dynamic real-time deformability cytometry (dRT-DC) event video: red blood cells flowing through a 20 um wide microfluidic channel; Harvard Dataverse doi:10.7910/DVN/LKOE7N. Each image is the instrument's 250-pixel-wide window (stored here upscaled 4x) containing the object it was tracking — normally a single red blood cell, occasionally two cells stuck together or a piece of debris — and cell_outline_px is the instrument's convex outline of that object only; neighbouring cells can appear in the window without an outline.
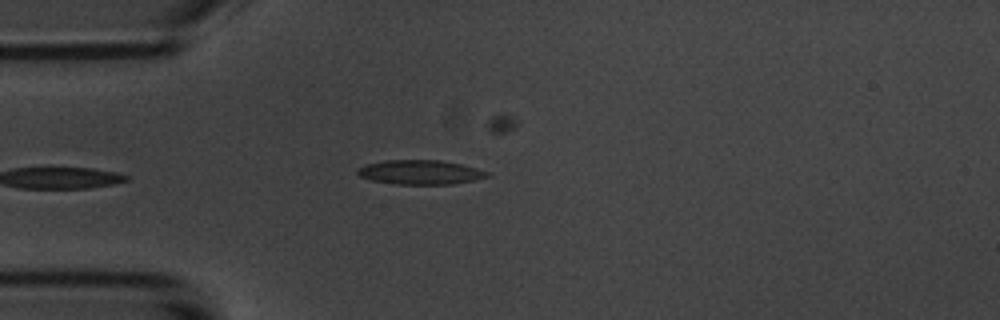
{"species": "common noctule bat (a hibernating species)", "species_latin": "Nyctalus noctula", "temperature_condition": "room temperature", "stored_images_in_passage": 9, "camera_frame_rate_fps": 3000, "um_per_image_px": 0.085, "animal": {"sex": "male", "body_mass_g": 20.1, "forearm_length_mm": 53.5}, "frame": {"image": 1, "passage_image": 4, "time_ms": 4.333, "image_size_px": [1000, 320], "cell_outline_px": [[488, 176], [472, 180], [452, 184], [396, 184], [372, 180], [360, 176], [356, 172], [356, 168], [368, 164], [384, 160], [440, 160], [460, 164], [476, 168], [488, 172]], "centroid_in_image_um": [35.67, 14.63], "position_along_channel_um": 49.3, "area_um2": 18.15}}
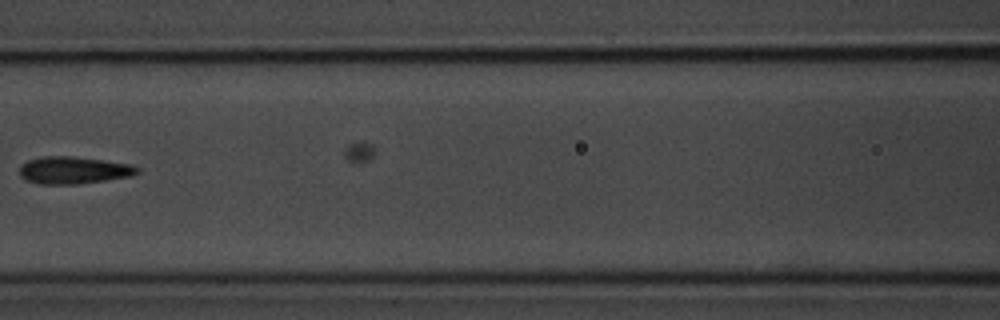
{"frame": {"image": 2, "passage_image": 7, "time_ms": 7.667, "image_size_px": [1000, 320], "cell_outline_px": [[140, 172], [132, 176], [80, 184], [40, 184], [24, 180], [20, 176], [20, 168], [28, 160], [44, 156], [72, 156], [104, 160], [132, 164], [140, 168]], "centroid_in_image_um": [6.29, 14.47], "position_along_channel_um": 160.3, "area_um2": 18.84}}
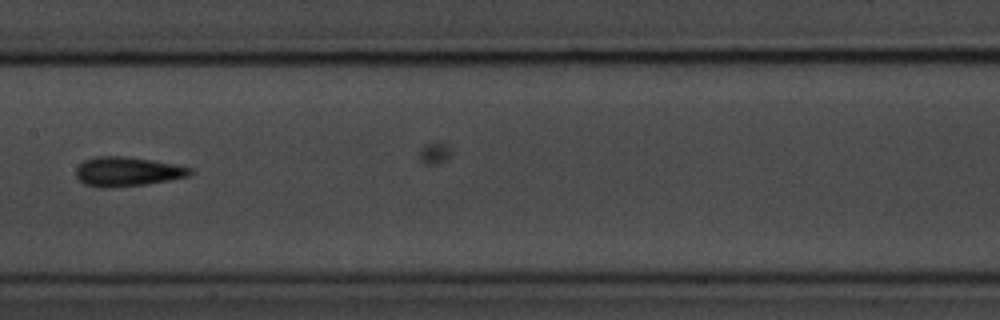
{"frame": {"image": 3, "passage_image": 8, "time_ms": 8.667, "image_size_px": [1000, 320], "cell_outline_px": [[192, 172], [188, 176], [168, 180], [144, 184], [108, 188], [100, 188], [84, 184], [76, 176], [76, 168], [84, 160], [96, 156], [124, 156], [152, 160], [192, 168]], "centroid_in_image_um": [10.77, 14.58], "position_along_channel_um": 196.6, "area_um2": 19.36}}